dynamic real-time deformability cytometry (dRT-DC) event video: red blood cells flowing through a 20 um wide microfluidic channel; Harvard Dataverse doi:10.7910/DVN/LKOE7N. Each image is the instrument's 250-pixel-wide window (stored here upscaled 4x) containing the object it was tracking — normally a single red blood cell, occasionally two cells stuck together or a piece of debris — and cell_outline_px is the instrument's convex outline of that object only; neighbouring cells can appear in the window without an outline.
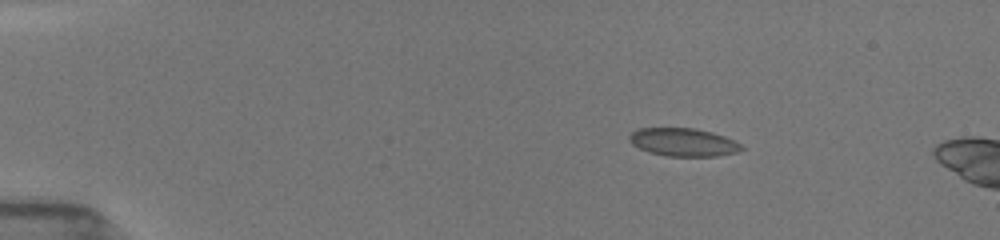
{"species": "common noctule bat (a hibernating species)", "species_latin": "Nyctalus noctula", "temperature_condition": "room temperature", "stored_images_in_passage": 11, "camera_frame_rate_fps": 3000, "um_per_image_px": 0.085, "animal": {"sex": "female", "body_mass_g": 19.5, "forearm_length_mm": 54.1}, "frame": {"image": 1, "passage_image": 7, "time_ms": 2.667, "image_size_px": [1000, 240], "cell_outline_px": [[744, 148], [736, 152], [716, 156], [668, 156], [648, 152], [632, 144], [628, 140], [628, 136], [632, 132], [640, 128], [696, 128], [712, 132], [724, 136], [740, 144]], "centroid_in_image_um": [58.05, 12.08], "position_along_channel_um": 27.0, "area_um2": 18.26}}